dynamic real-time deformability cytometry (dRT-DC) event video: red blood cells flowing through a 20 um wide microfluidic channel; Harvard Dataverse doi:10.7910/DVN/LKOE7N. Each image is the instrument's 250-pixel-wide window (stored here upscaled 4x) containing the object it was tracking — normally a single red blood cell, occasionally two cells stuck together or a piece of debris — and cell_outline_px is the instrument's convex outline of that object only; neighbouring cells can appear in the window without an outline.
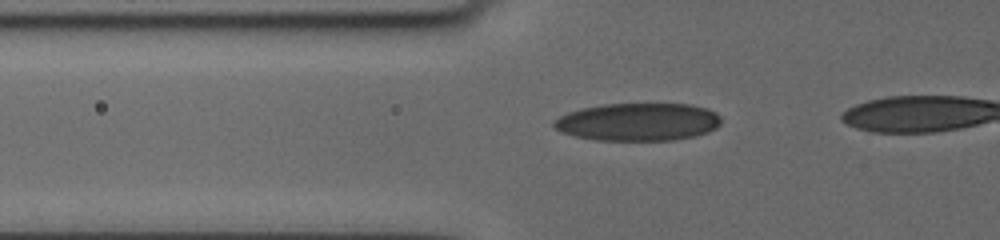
{"species": "human", "species_latin": "Homo sapiens", "temperature_condition": "cold", "stored_images_in_passage": 28, "camera_frame_rate_fps": 3000, "um_per_image_px": 0.085, "donor": {"sex": "female"}, "frame": {"image": 1, "passage_image": 2, "time_ms": 0.333, "image_size_px": [1000, 240], "cell_outline_px": [[720, 124], [716, 128], [708, 132], [696, 136], [672, 140], [596, 140], [576, 136], [560, 132], [552, 124], [552, 120], [568, 112], [580, 108], [604, 104], [688, 104], [708, 108], [716, 112], [720, 116]], "centroid_in_image_um": [54.23, 10.36], "position_along_channel_um": 71.6, "area_um2": 36.99}}
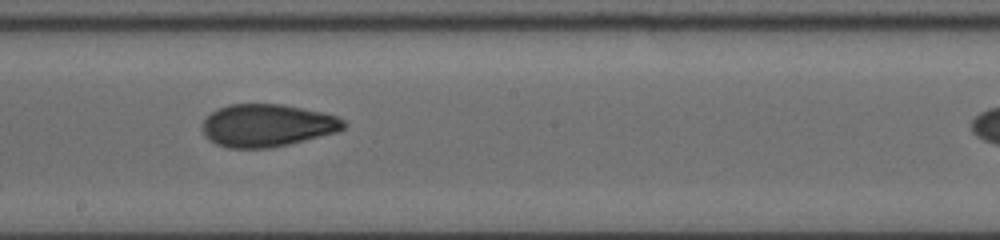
{"frame": {"image": 2, "passage_image": 18, "time_ms": 4.667, "image_size_px": [1000, 240], "cell_outline_px": [[348, 124], [344, 128], [336, 132], [288, 144], [268, 148], [228, 148], [216, 144], [208, 140], [204, 136], [200, 128], [204, 120], [212, 112], [228, 104], [280, 104], [320, 112], [336, 116], [344, 120]], "centroid_in_image_um": [22.66, 10.67], "position_along_channel_um": 225.5, "area_um2": 34.97}}
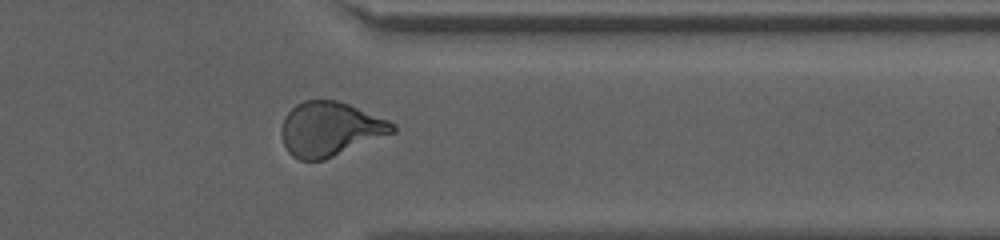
{"frame": {"image": 3, "passage_image": 27, "time_ms": 9.0, "image_size_px": [1000, 240], "cell_outline_px": [[396, 132], [324, 160], [300, 160], [292, 156], [288, 152], [284, 144], [280, 132], [280, 128], [284, 116], [296, 104], [304, 100], [336, 100], [348, 104], [388, 120], [396, 124]], "centroid_in_image_um": [28.04, 10.97], "position_along_channel_um": 383.4, "area_um2": 35.2}}